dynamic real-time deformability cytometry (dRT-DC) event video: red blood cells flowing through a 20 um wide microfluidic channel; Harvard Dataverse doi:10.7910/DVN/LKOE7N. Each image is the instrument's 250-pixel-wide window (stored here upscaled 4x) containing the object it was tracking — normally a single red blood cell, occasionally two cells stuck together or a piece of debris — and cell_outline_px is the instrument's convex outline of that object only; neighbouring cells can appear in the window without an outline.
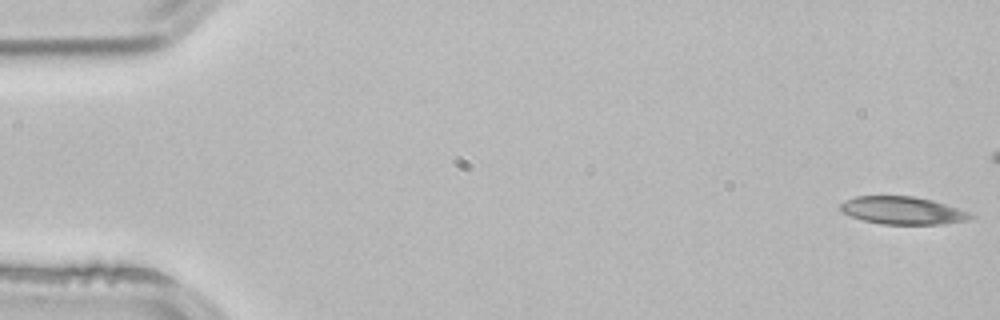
{"species": "common noctule bat (a hibernating species)", "species_latin": "Nyctalus noctula", "temperature_condition": "room temperature", "stored_images_in_passage": 5, "camera_frame_rate_fps": 3000, "um_per_image_px": 0.085, "animal": {"sex": "male", "body_mass_g": 21.5, "forearm_length_mm": 52.0}, "frame": {"image": 1, "passage_image": 1, "time_ms": 0.0, "image_size_px": [1000, 320], "cell_outline_px": [[976, 216], [968, 220], [944, 224], [884, 224], [864, 220], [840, 212], [840, 204], [844, 200], [856, 196], [916, 196], [932, 200], [968, 212]], "centroid_in_image_um": [76.71, 17.89], "position_along_channel_um": 8.3, "area_um2": 20.92}}